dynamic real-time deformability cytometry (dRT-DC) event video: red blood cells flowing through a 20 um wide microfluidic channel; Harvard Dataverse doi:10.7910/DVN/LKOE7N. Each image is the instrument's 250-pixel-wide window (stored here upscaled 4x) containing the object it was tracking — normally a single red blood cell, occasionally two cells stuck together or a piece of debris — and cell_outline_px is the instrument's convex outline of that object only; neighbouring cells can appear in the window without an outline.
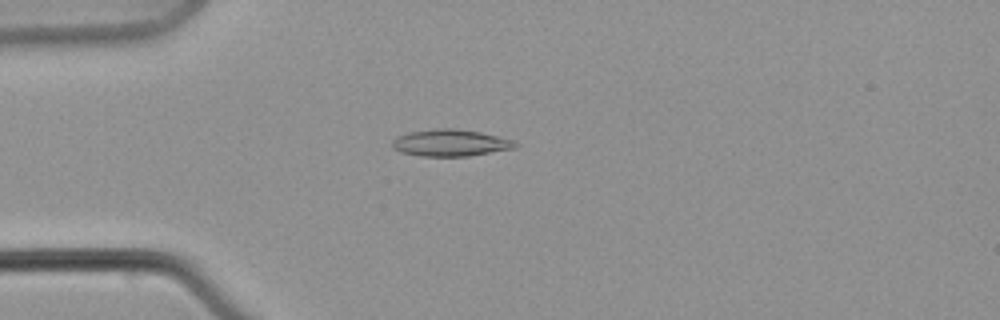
{"species": "common noctule bat (a hibernating species)", "species_latin": "Nyctalus noctula", "temperature_condition": "warm", "stored_images_in_passage": 8, "camera_frame_rate_fps": 3000, "um_per_image_px": 0.085, "animal": {"sex": "male", "body_mass_g": 21.5, "forearm_length_mm": 52.0}, "frame": {"image": 1, "passage_image": 7, "time_ms": 7.333, "image_size_px": [1000, 320], "cell_outline_px": [[520, 144], [512, 148], [468, 156], [420, 156], [400, 152], [392, 148], [392, 140], [396, 136], [408, 132], [436, 128], [452, 128], [480, 132], [512, 140]], "centroid_in_image_um": [38.21, 12.14], "position_along_channel_um": 46.8, "area_um2": 19.13}}